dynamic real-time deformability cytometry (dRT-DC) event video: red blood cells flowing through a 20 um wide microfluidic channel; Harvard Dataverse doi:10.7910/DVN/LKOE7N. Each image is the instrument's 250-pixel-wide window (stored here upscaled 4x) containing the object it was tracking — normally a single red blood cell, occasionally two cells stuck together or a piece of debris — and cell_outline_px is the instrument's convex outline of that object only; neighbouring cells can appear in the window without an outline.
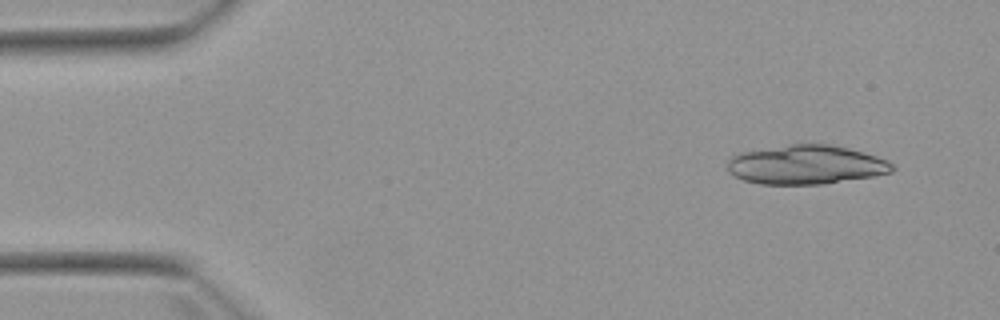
{"species": "Egyptian fruit bat (a non-hibernating species)", "species_latin": "Rousettus aegyptiacus", "temperature_condition": "warm", "stored_images_in_passage": 5, "camera_frame_rate_fps": 3000, "um_per_image_px": 0.085, "animal": {"sex": "female"}, "frame": {"image": 1, "passage_image": 1, "time_ms": 0.0, "image_size_px": [1000, 320], "cell_outline_px": [[896, 168], [892, 172], [876, 176], [824, 184], [760, 184], [744, 180], [728, 172], [728, 160], [732, 156], [740, 152], [788, 144], [828, 144], [848, 148], [864, 152], [888, 160], [896, 164]], "centroid_in_image_um": [68.56, 14.0], "position_along_channel_um": 16.4, "area_um2": 37.86}}
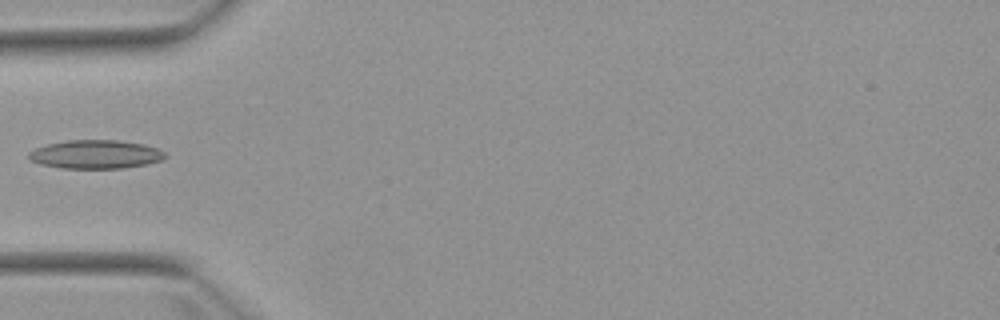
{"frame": {"image": 2, "passage_image": 4, "time_ms": 4.333, "image_size_px": [1000, 320], "cell_outline_px": [[168, 156], [164, 160], [148, 164], [124, 168], [64, 168], [40, 164], [32, 160], [28, 156], [28, 152], [36, 148], [48, 144], [68, 140], [120, 140], [144, 144], [156, 148], [164, 152]], "centroid_in_image_um": [8.18, 13.12], "position_along_channel_um": 76.8, "area_um2": 22.77}}
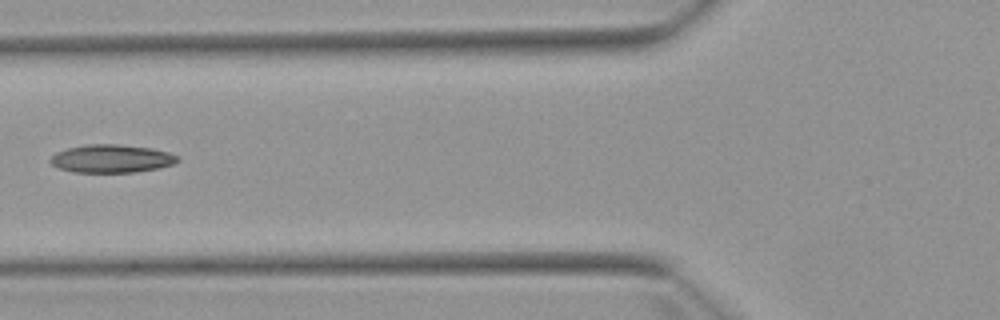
{"frame": {"image": 3, "passage_image": 5, "time_ms": 5.333, "image_size_px": [1000, 320], "cell_outline_px": [[180, 160], [172, 164], [160, 168], [136, 172], [72, 172], [60, 168], [52, 164], [48, 160], [56, 152], [68, 148], [84, 144], [120, 144], [152, 148], [168, 152], [180, 156]], "centroid_in_image_um": [9.5, 13.48], "position_along_channel_um": 116.3, "area_um2": 20.98}}